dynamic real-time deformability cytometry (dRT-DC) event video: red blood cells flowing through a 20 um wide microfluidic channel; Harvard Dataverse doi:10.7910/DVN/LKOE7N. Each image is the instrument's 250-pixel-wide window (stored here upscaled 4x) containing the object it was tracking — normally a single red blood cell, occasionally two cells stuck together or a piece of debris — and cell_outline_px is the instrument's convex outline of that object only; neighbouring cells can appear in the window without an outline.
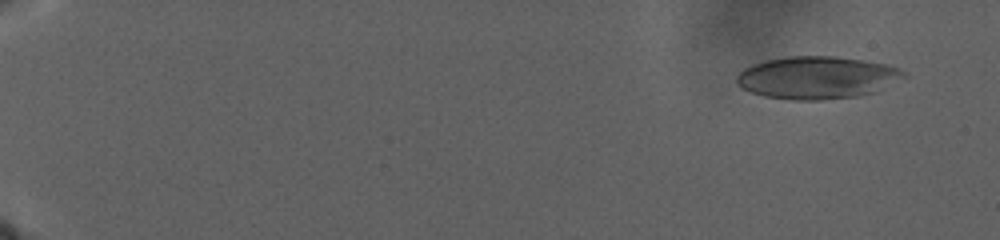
{"species": "human", "species_latin": "Homo sapiens", "temperature_condition": "warm", "stored_images_in_passage": 81, "camera_frame_rate_fps": 3000, "um_per_image_px": 0.085, "donor": {"sex": "male"}, "frame": {"image": 1, "passage_image": 8, "time_ms": 3.0, "image_size_px": [1000, 240], "cell_outline_px": [[904, 76], [876, 92], [856, 96], [820, 100], [792, 100], [764, 96], [752, 92], [736, 84], [736, 76], [744, 68], [752, 64], [768, 60], [788, 56], [836, 56], [864, 60], [884, 64], [900, 68], [904, 72]], "centroid_in_image_um": [69.42, 6.59], "position_along_channel_um": 15.6, "area_um2": 41.15}}
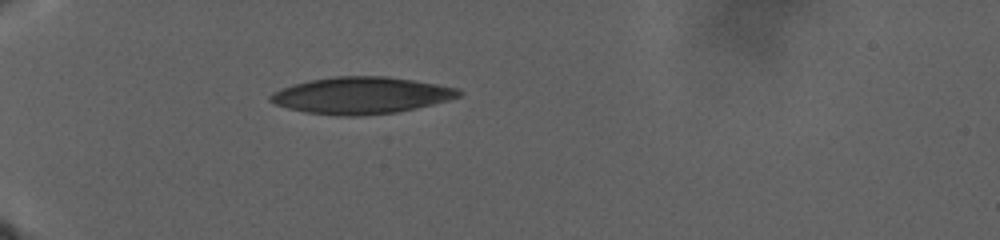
{"frame": {"image": 2, "passage_image": 59, "time_ms": 14.333, "image_size_px": [1000, 240], "cell_outline_px": [[464, 92], [460, 96], [448, 100], [416, 108], [396, 112], [356, 116], [336, 116], [304, 112], [288, 108], [276, 104], [268, 100], [268, 96], [272, 92], [280, 88], [292, 84], [308, 80], [332, 76], [388, 76], [460, 88]], "centroid_in_image_um": [30.67, 8.1], "position_along_channel_um": 54.3, "area_um2": 40.63}}
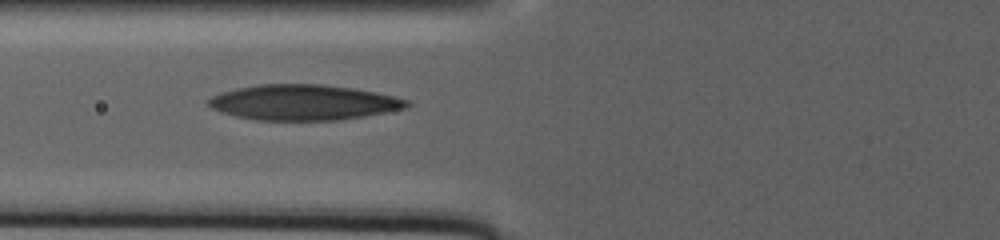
{"frame": {"image": 3, "passage_image": 80, "time_ms": 18.667, "image_size_px": [1000, 240], "cell_outline_px": [[412, 104], [408, 108], [364, 116], [340, 120], [256, 120], [236, 116], [212, 108], [204, 104], [204, 100], [212, 96], [236, 88], [260, 84], [320, 84], [352, 88], [376, 92], [396, 96], [408, 100]], "centroid_in_image_um": [25.81, 8.7], "position_along_channel_um": 100.0, "area_um2": 41.1}}